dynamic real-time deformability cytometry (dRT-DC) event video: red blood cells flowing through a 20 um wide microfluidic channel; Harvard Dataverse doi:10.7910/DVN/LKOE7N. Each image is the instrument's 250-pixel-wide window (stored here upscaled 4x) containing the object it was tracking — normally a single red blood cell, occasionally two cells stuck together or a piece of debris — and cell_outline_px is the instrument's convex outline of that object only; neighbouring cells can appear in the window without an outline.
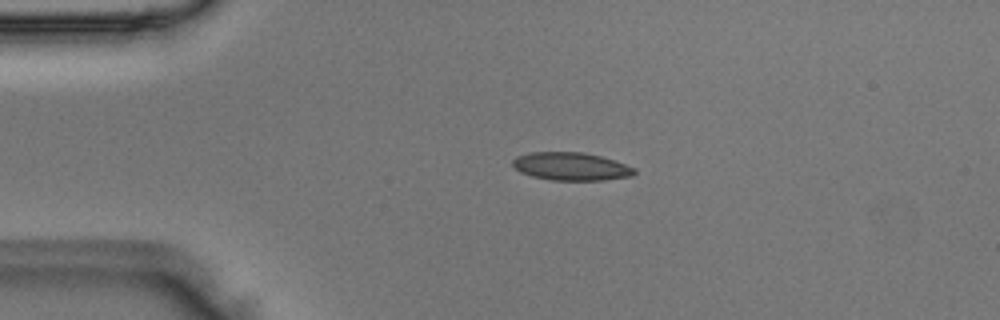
{"species": "Egyptian fruit bat (a non-hibernating species)", "species_latin": "Rousettus aegyptiacus", "temperature_condition": "room temperature", "stored_images_in_passage": 40, "camera_frame_rate_fps": 3000, "um_per_image_px": 0.085, "animal": {"sex": "male"}, "frame": {"image": 1, "passage_image": 1, "time_ms": 0.0, "image_size_px": [1000, 320], "cell_outline_px": [[636, 172], [632, 176], [604, 180], [552, 180], [532, 176], [520, 172], [512, 164], [512, 160], [516, 156], [528, 152], [584, 152], [600, 156], [636, 168]], "centroid_in_image_um": [48.52, 14.14], "position_along_channel_um": 36.5, "area_um2": 19.83}}
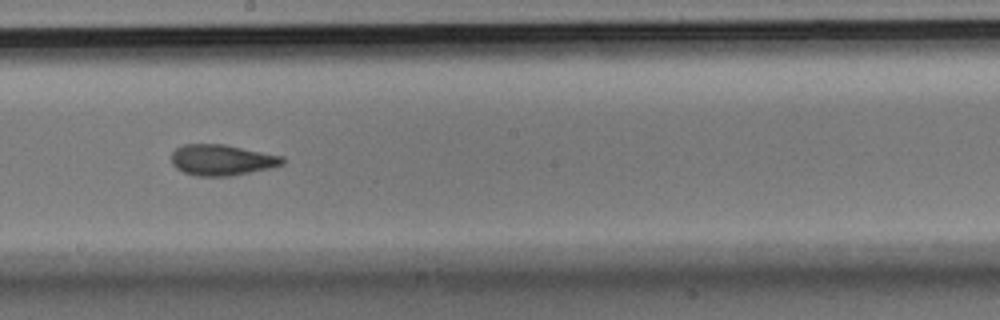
{"frame": {"image": 2, "passage_image": 18, "time_ms": 5.667, "image_size_px": [1000, 320], "cell_outline_px": [[284, 164], [272, 168], [228, 176], [196, 176], [184, 172], [176, 168], [172, 164], [172, 152], [176, 148], [184, 144], [224, 144], [284, 156]], "centroid_in_image_um": [18.87, 13.59], "position_along_channel_um": 229.3, "area_um2": 20.06}}
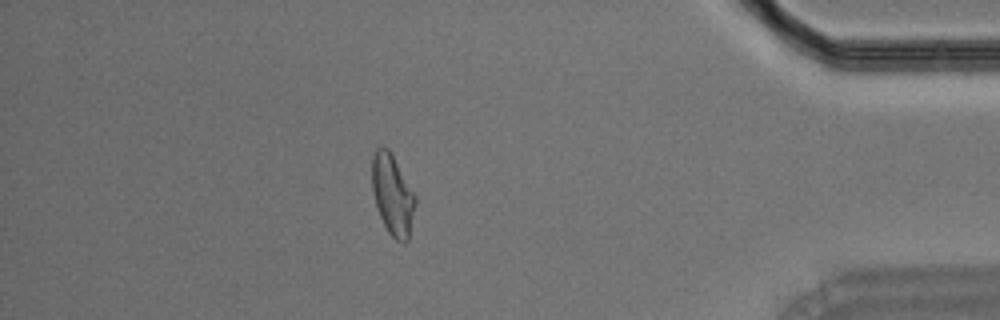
{"frame": {"image": 3, "passage_image": 34, "time_ms": 11.0, "image_size_px": [1000, 320], "cell_outline_px": [[416, 204], [408, 240], [404, 244], [396, 240], [388, 232], [380, 216], [376, 204], [372, 188], [372, 156], [376, 148], [380, 144], [388, 148], [416, 196]], "centroid_in_image_um": [33.37, 16.55], "position_along_channel_um": 401.8, "area_um2": 20.29}}